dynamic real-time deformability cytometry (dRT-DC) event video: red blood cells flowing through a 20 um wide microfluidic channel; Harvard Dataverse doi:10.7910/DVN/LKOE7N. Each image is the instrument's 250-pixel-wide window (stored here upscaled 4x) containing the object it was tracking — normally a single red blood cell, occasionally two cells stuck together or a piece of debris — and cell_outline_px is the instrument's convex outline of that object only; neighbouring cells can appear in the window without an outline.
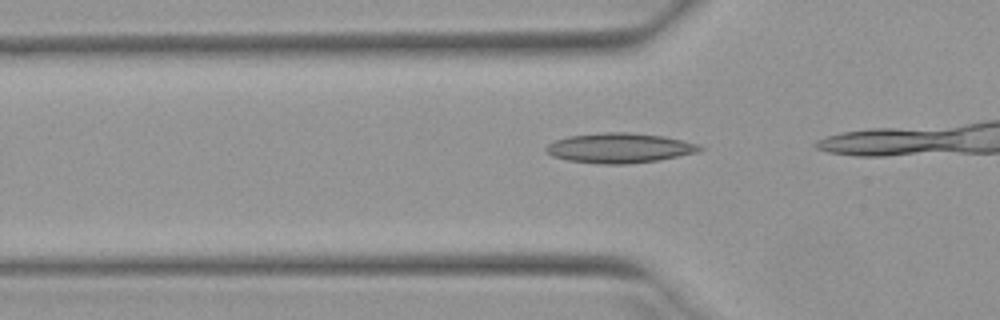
{"species": "Egyptian fruit bat (a non-hibernating species)", "species_latin": "Rousettus aegyptiacus", "temperature_condition": "warm", "stored_images_in_passage": 4, "camera_frame_rate_fps": 3000, "um_per_image_px": 0.085, "animal": {"sex": "female"}, "frame": {"image": 1, "passage_image": 2, "time_ms": 0.333, "image_size_px": [1000, 320], "cell_outline_px": [[704, 148], [700, 152], [660, 160], [628, 164], [596, 164], [568, 160], [552, 156], [544, 148], [548, 144], [556, 140], [568, 136], [604, 132], [628, 132], [664, 136], [684, 140], [700, 144]], "centroid_in_image_um": [52.71, 12.58], "position_along_channel_um": 73.1, "area_um2": 27.05}}